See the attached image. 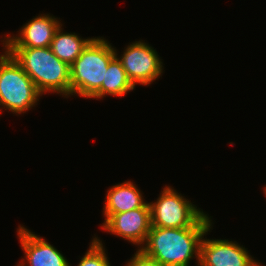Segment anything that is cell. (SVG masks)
I'll return each mask as SVG.
<instances>
[{"instance_id":"1","label":"cell","mask_w":266,"mask_h":266,"mask_svg":"<svg viewBox=\"0 0 266 266\" xmlns=\"http://www.w3.org/2000/svg\"><path fill=\"white\" fill-rule=\"evenodd\" d=\"M212 217L205 213L193 226L161 228L152 226L141 250L162 266H190L196 258L199 265L203 237L213 230ZM191 261V262H190Z\"/></svg>"},{"instance_id":"2","label":"cell","mask_w":266,"mask_h":266,"mask_svg":"<svg viewBox=\"0 0 266 266\" xmlns=\"http://www.w3.org/2000/svg\"><path fill=\"white\" fill-rule=\"evenodd\" d=\"M34 82L42 94L70 97V65L45 48L4 47Z\"/></svg>"},{"instance_id":"3","label":"cell","mask_w":266,"mask_h":266,"mask_svg":"<svg viewBox=\"0 0 266 266\" xmlns=\"http://www.w3.org/2000/svg\"><path fill=\"white\" fill-rule=\"evenodd\" d=\"M103 36L94 37L70 65V97L89 99L101 86L114 46Z\"/></svg>"},{"instance_id":"4","label":"cell","mask_w":266,"mask_h":266,"mask_svg":"<svg viewBox=\"0 0 266 266\" xmlns=\"http://www.w3.org/2000/svg\"><path fill=\"white\" fill-rule=\"evenodd\" d=\"M0 54V114L7 110L22 115L36 107L42 97L34 82L4 49Z\"/></svg>"},{"instance_id":"5","label":"cell","mask_w":266,"mask_h":266,"mask_svg":"<svg viewBox=\"0 0 266 266\" xmlns=\"http://www.w3.org/2000/svg\"><path fill=\"white\" fill-rule=\"evenodd\" d=\"M193 203L172 186L165 185L157 200L149 202L151 225L161 228L193 226L206 213Z\"/></svg>"},{"instance_id":"6","label":"cell","mask_w":266,"mask_h":266,"mask_svg":"<svg viewBox=\"0 0 266 266\" xmlns=\"http://www.w3.org/2000/svg\"><path fill=\"white\" fill-rule=\"evenodd\" d=\"M121 56L114 47L115 56L125 69L127 77L136 87L149 86L162 77L164 66L161 57L154 47L143 41H133L124 47Z\"/></svg>"},{"instance_id":"7","label":"cell","mask_w":266,"mask_h":266,"mask_svg":"<svg viewBox=\"0 0 266 266\" xmlns=\"http://www.w3.org/2000/svg\"><path fill=\"white\" fill-rule=\"evenodd\" d=\"M104 222L100 225L104 232L137 245L141 249L146 243L151 225L150 207H141L117 214H102Z\"/></svg>"},{"instance_id":"8","label":"cell","mask_w":266,"mask_h":266,"mask_svg":"<svg viewBox=\"0 0 266 266\" xmlns=\"http://www.w3.org/2000/svg\"><path fill=\"white\" fill-rule=\"evenodd\" d=\"M247 249L232 239L203 237L198 266H261Z\"/></svg>"},{"instance_id":"9","label":"cell","mask_w":266,"mask_h":266,"mask_svg":"<svg viewBox=\"0 0 266 266\" xmlns=\"http://www.w3.org/2000/svg\"><path fill=\"white\" fill-rule=\"evenodd\" d=\"M61 25L60 18L50 13H40L23 24L17 34H4V38L1 37L0 42L4 47H50L56 31Z\"/></svg>"},{"instance_id":"10","label":"cell","mask_w":266,"mask_h":266,"mask_svg":"<svg viewBox=\"0 0 266 266\" xmlns=\"http://www.w3.org/2000/svg\"><path fill=\"white\" fill-rule=\"evenodd\" d=\"M17 238L24 257L16 266H70L67 258L44 237L22 224L17 227Z\"/></svg>"},{"instance_id":"11","label":"cell","mask_w":266,"mask_h":266,"mask_svg":"<svg viewBox=\"0 0 266 266\" xmlns=\"http://www.w3.org/2000/svg\"><path fill=\"white\" fill-rule=\"evenodd\" d=\"M102 214H117L141 207H150L144 193L131 180L114 184L107 189Z\"/></svg>"},{"instance_id":"12","label":"cell","mask_w":266,"mask_h":266,"mask_svg":"<svg viewBox=\"0 0 266 266\" xmlns=\"http://www.w3.org/2000/svg\"><path fill=\"white\" fill-rule=\"evenodd\" d=\"M133 90H135V86L129 80L121 62L115 56L108 64L102 86L89 99L99 100L107 97V95L122 98Z\"/></svg>"},{"instance_id":"13","label":"cell","mask_w":266,"mask_h":266,"mask_svg":"<svg viewBox=\"0 0 266 266\" xmlns=\"http://www.w3.org/2000/svg\"><path fill=\"white\" fill-rule=\"evenodd\" d=\"M63 24L56 31L50 48L61 60L71 65L94 37L82 38L75 32H64Z\"/></svg>"},{"instance_id":"14","label":"cell","mask_w":266,"mask_h":266,"mask_svg":"<svg viewBox=\"0 0 266 266\" xmlns=\"http://www.w3.org/2000/svg\"><path fill=\"white\" fill-rule=\"evenodd\" d=\"M89 243V249L85 252L80 258L77 266H111L110 260L107 257L106 247L103 245L104 243L100 239V237L95 236L92 237ZM70 266H72L70 264Z\"/></svg>"},{"instance_id":"15","label":"cell","mask_w":266,"mask_h":266,"mask_svg":"<svg viewBox=\"0 0 266 266\" xmlns=\"http://www.w3.org/2000/svg\"><path fill=\"white\" fill-rule=\"evenodd\" d=\"M125 266H162L157 260L147 256L141 249H137Z\"/></svg>"},{"instance_id":"16","label":"cell","mask_w":266,"mask_h":266,"mask_svg":"<svg viewBox=\"0 0 266 266\" xmlns=\"http://www.w3.org/2000/svg\"><path fill=\"white\" fill-rule=\"evenodd\" d=\"M263 193H264V196L266 197V185L263 188Z\"/></svg>"}]
</instances>
